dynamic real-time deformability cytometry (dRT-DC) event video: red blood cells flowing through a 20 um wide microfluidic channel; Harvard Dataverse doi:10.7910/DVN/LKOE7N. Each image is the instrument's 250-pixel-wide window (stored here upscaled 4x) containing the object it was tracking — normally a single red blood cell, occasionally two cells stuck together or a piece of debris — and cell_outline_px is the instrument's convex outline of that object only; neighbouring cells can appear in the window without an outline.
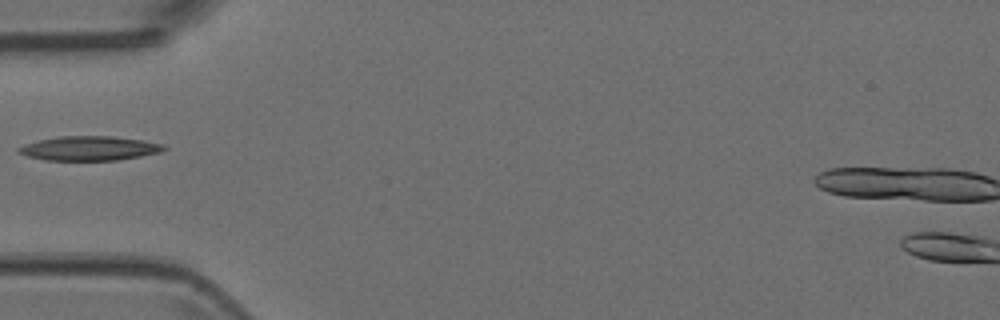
{"species": "Egyptian fruit bat (a non-hibernating species)", "species_latin": "Rousettus aegyptiacus", "temperature_condition": "room temperature", "stored_images_in_passage": 1, "camera_frame_rate_fps": 3000, "um_per_image_px": 0.085, "animal": {"sex": "female"}, "frame": {"image": 1, "passage_image": 1, "time_ms": 0.0, "image_size_px": [1000, 320], "cell_outline_px": [[168, 148], [160, 152], [120, 160], [44, 160], [28, 156], [16, 152], [16, 148], [24, 144], [40, 140], [60, 136], [112, 136], [144, 140], [164, 144]], "centroid_in_image_um": [7.6, 12.6], "position_along_channel_um": 77.4, "area_um2": 20.69}}